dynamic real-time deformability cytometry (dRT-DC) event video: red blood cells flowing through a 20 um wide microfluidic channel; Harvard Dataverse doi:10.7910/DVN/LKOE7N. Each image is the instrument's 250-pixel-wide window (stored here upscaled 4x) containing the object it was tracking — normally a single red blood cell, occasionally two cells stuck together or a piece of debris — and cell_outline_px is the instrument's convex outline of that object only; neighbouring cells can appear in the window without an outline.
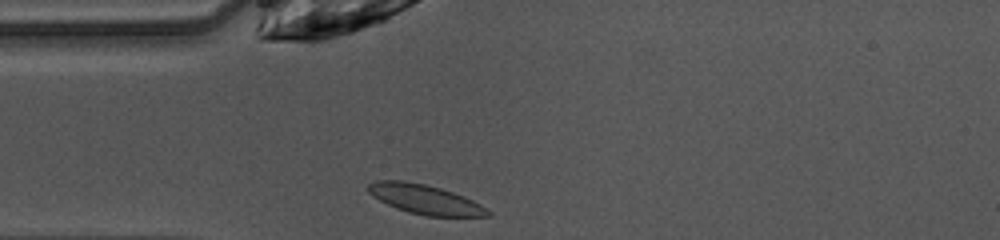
{"species": "common noctule bat (a hibernating species)", "species_latin": "Nyctalus noctula", "temperature_condition": "warm", "stored_images_in_passage": 37, "camera_frame_rate_fps": 3000, "um_per_image_px": 0.085, "animal": {"sex": "female", "body_mass_g": 10.0, "forearm_length_mm": 53.1}, "frame": {"image": 1, "passage_image": 1, "time_ms": 0.0, "image_size_px": [1000, 240], "cell_outline_px": [[492, 216], [424, 216], [408, 212], [396, 208], [372, 196], [368, 192], [368, 184], [376, 180], [404, 180], [424, 184], [440, 188], [452, 192], [472, 200], [480, 204], [492, 212]], "centroid_in_image_um": [36.12, 16.94], "position_along_channel_um": 48.9, "area_um2": 20.46}}
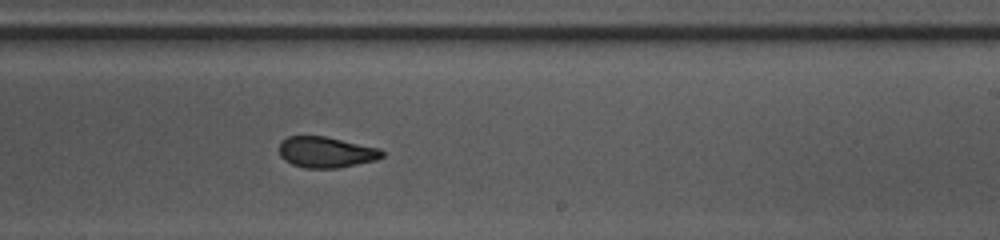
{"frame": {"image": 2, "passage_image": 17, "time_ms": 5.333, "image_size_px": [1000, 240], "cell_outline_px": [[384, 156], [376, 160], [336, 168], [304, 168], [292, 164], [284, 160], [280, 156], [280, 144], [288, 136], [324, 136], [380, 148], [384, 152]], "centroid_in_image_um": [27.73, 12.94], "position_along_channel_um": 261.3, "area_um2": 18.44}}
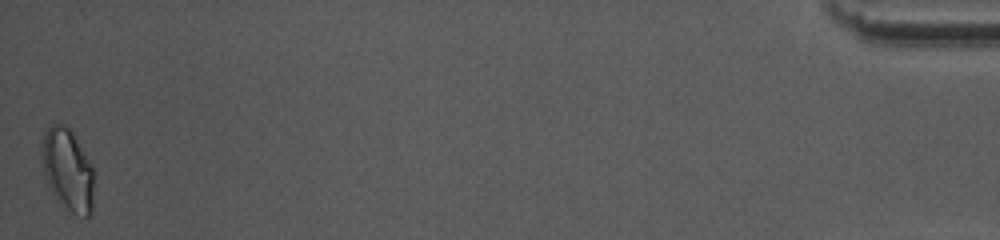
{"frame": {"image": 3, "passage_image": 37, "time_ms": 12.0, "image_size_px": [1000, 240], "cell_outline_px": [[92, 212], [88, 216], [84, 216], [72, 212], [56, 200], [48, 184], [40, 160], [44, 132], [52, 124], [64, 124], [72, 132], [92, 168]], "centroid_in_image_um": [5.71, 14.43], "position_along_channel_um": 429.5, "area_um2": 24.39}, "authors_computed_cell_mechanics": {"area_um2": 19.5942, "velocity_mm_per_s": 4.0743, "shape_relaxation_time_tau1_ms": 9.1184, "shape_relaxation_time_tau2_ms": 1.3534, "deformation_change_tau1": 0.1966, "deformation_change_tau2": 0.0808}}